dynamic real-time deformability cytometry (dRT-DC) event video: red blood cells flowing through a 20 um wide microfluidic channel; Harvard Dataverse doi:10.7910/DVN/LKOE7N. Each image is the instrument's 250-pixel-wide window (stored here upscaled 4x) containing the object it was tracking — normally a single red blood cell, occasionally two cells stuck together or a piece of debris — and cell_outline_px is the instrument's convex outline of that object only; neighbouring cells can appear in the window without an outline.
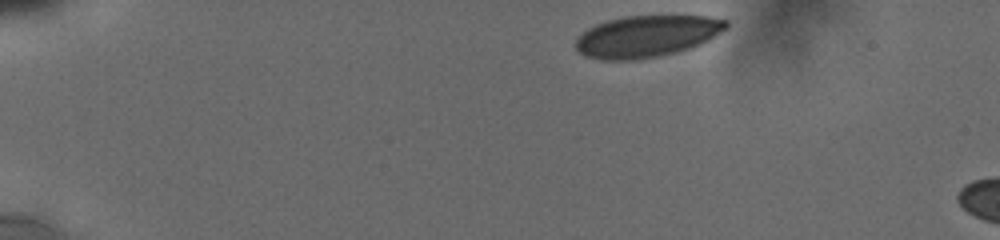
{"species": "human", "species_latin": "Homo sapiens", "temperature_condition": "cold", "stored_images_in_passage": 12, "camera_frame_rate_fps": 3000, "um_per_image_px": 0.085, "donor": {"sex": "male"}, "frame": {"image": 1, "passage_image": 1, "time_ms": 0.0, "image_size_px": [1000, 240], "cell_outline_px": [[728, 28], [708, 40], [692, 48], [660, 56], [636, 60], [600, 60], [584, 56], [572, 44], [588, 28], [596, 24], [608, 20], [624, 16], [708, 16], [728, 20]], "centroid_in_image_um": [54.98, 3.09], "position_along_channel_um": 30.0, "area_um2": 36.76}}